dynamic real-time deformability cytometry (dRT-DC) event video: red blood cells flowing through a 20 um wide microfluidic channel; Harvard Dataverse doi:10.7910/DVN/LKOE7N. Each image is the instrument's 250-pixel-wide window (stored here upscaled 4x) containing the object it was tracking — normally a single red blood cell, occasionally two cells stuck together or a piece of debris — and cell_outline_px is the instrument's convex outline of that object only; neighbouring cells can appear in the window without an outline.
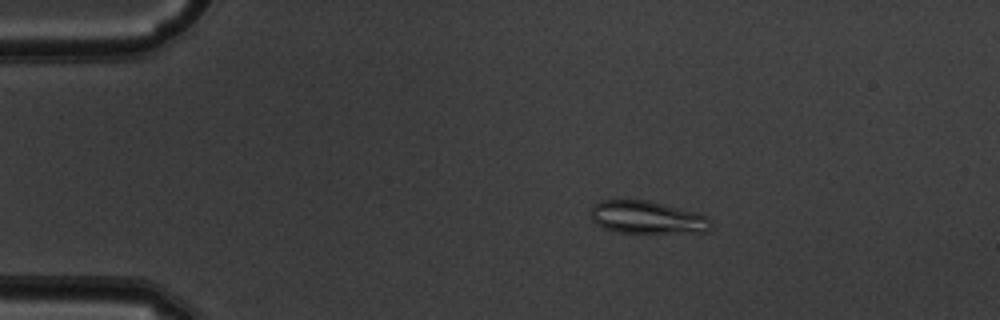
{"species": "common noctule bat (a hibernating species)", "species_latin": "Nyctalus noctula", "temperature_condition": "warm", "stored_images_in_passage": 52, "camera_frame_rate_fps": 3000, "um_per_image_px": 0.085, "animal": {"sex": "male", "body_mass_g": 19.5, "forearm_length_mm": 54.6}, "frame": {"image": 1, "passage_image": 10, "time_ms": 3.0, "image_size_px": [1000, 320], "cell_outline_px": [[712, 228], [708, 232], [616, 232], [604, 228], [596, 224], [592, 220], [592, 208], [600, 200], [648, 200], [664, 204], [708, 216], [712, 224]], "centroid_in_image_um": [55.03, 18.48], "position_along_channel_um": 30.0, "area_um2": 22.66}}
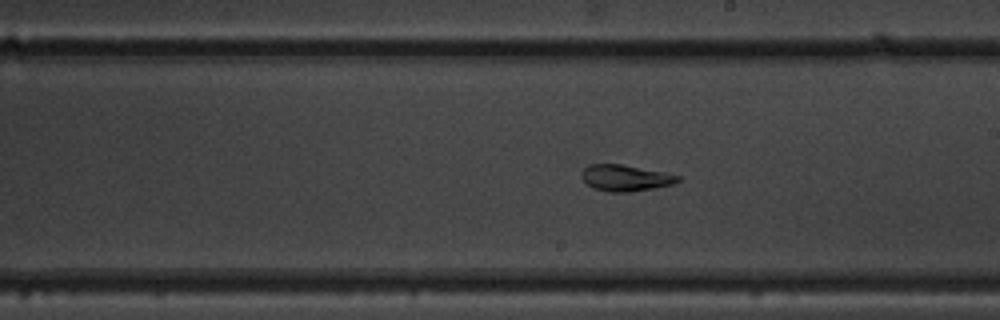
{"frame": {"image": 2, "passage_image": 30, "time_ms": 9.667, "image_size_px": [1000, 320], "cell_outline_px": [[680, 180], [672, 184], [632, 192], [608, 192], [592, 188], [580, 176], [584, 168], [588, 164], [620, 164], [680, 176]], "centroid_in_image_um": [53.1, 15.13], "position_along_channel_um": 235.9, "area_um2": 14.51}}
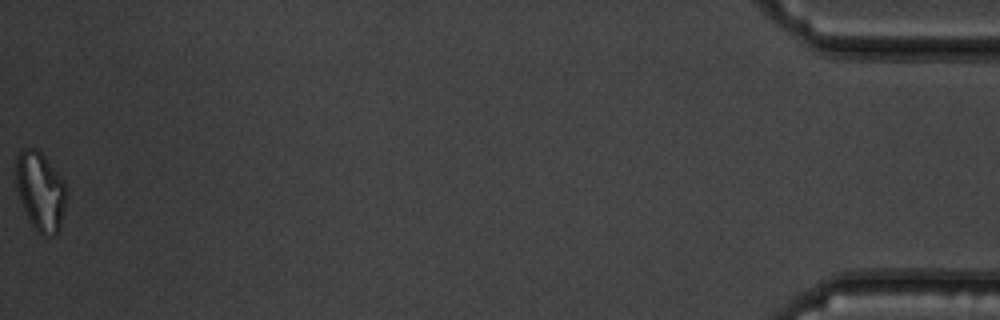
{"frame": {"image": 3, "passage_image": 52, "time_ms": 17.0, "image_size_px": [1000, 320], "cell_outline_px": [[68, 200], [60, 228], [56, 236], [44, 236], [36, 232], [20, 200], [16, 188], [16, 156], [20, 148], [36, 148], [44, 156], [64, 180], [68, 188]], "centroid_in_image_um": [3.48, 16.27], "position_along_channel_um": 431.7, "area_um2": 23.76}}